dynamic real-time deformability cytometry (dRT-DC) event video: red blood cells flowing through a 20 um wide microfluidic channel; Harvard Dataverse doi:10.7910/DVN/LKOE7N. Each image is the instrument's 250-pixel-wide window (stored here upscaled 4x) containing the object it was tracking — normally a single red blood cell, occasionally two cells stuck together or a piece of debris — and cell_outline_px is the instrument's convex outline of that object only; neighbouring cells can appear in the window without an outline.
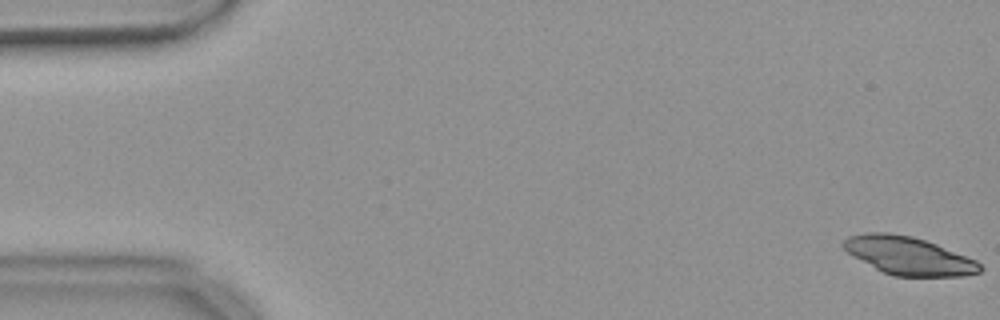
{"species": "common noctule bat (a hibernating species)", "species_latin": "Nyctalus noctula", "temperature_condition": "warm", "stored_images_in_passage": 54, "camera_frame_rate_fps": 3000, "um_per_image_px": 0.085, "animal": {"sex": "female", "body_mass_g": 18.4}, "frame": {"image": 1, "passage_image": 1, "time_ms": 0.0, "image_size_px": [1000, 320], "cell_outline_px": [[984, 268], [980, 272], [964, 276], [892, 276], [852, 256], [840, 244], [848, 236], [864, 232], [888, 232], [912, 236], [936, 244], [976, 260]], "centroid_in_image_um": [77.21, 21.73], "position_along_channel_um": 7.8, "area_um2": 30.17}}